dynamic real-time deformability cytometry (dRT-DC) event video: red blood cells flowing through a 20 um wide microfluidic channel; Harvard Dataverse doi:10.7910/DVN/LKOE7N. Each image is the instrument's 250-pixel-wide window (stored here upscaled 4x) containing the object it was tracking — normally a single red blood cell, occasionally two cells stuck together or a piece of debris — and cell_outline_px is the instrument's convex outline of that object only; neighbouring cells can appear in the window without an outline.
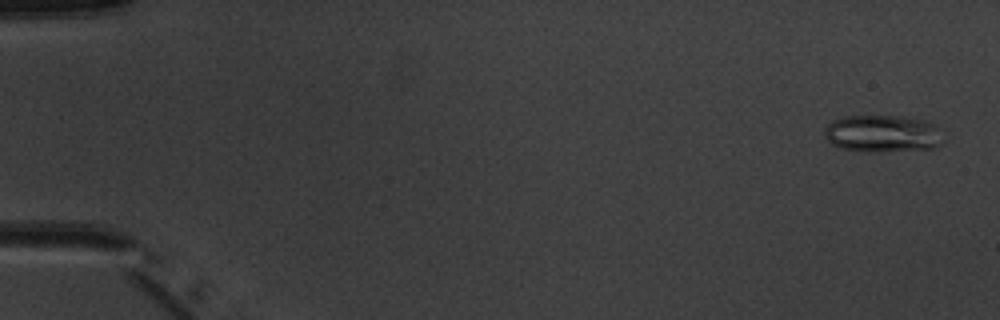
{"species": "common noctule bat (a hibernating species)", "species_latin": "Nyctalus noctula", "temperature_condition": "warm", "stored_images_in_passage": 5, "camera_frame_rate_fps": 3000, "um_per_image_px": 0.085, "animal": {"sex": "male", "body_mass_g": 20.1, "forearm_length_mm": 53.5}, "frame": {"image": 1, "passage_image": 1, "time_ms": 0.0, "image_size_px": [1000, 320], "cell_outline_px": [[944, 140], [936, 148], [868, 152], [840, 148], [832, 144], [824, 136], [824, 128], [832, 120], [844, 116], [900, 116], [924, 120], [936, 124]], "centroid_in_image_um": [75.01, 11.35], "position_along_channel_um": 10.0, "area_um2": 25.89}}
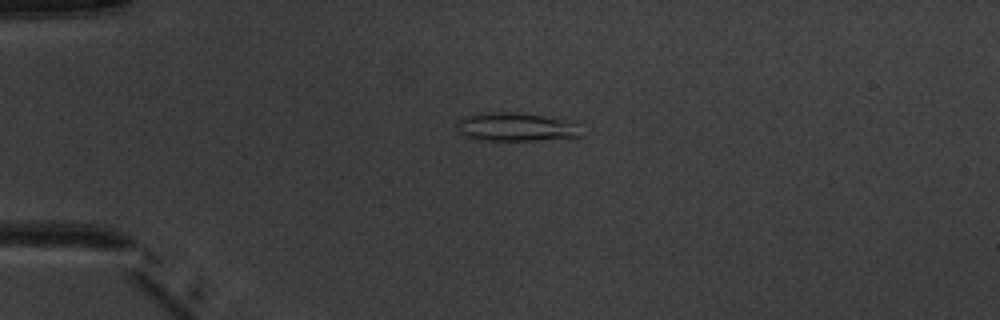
{"frame": {"image": 2, "passage_image": 4, "time_ms": 3.667, "image_size_px": [1000, 320], "cell_outline_px": [[584, 136], [536, 140], [484, 140], [464, 136], [460, 132], [456, 124], [460, 116], [476, 112], [524, 112], [576, 120]], "centroid_in_image_um": [43.91, 10.75], "position_along_channel_um": 41.1, "area_um2": 21.5}}